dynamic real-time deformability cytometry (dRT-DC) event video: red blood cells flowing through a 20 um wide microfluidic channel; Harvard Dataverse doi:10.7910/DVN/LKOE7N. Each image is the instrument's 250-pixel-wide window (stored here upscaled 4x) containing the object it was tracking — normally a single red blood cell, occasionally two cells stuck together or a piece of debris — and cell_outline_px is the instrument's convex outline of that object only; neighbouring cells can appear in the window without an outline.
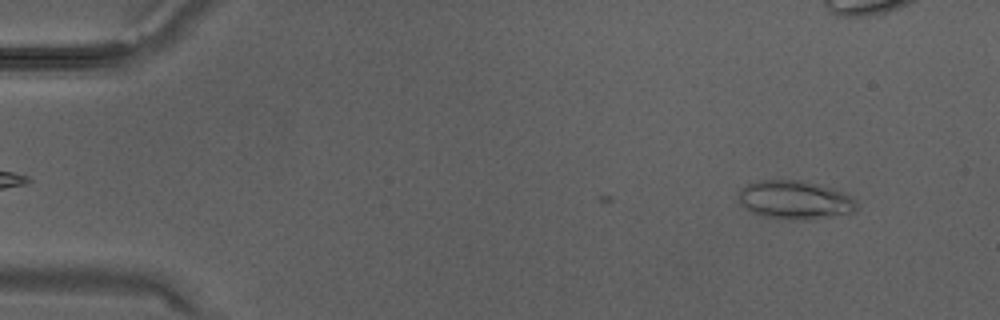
{"species": "Egyptian fruit bat (a non-hibernating species)", "species_latin": "Rousettus aegyptiacus", "temperature_condition": "warm", "stored_images_in_passage": 6, "camera_frame_rate_fps": 3000, "um_per_image_px": 0.085, "animal": {"sex": "male"}, "frame": {"image": 1, "passage_image": 2, "time_ms": 0.333, "image_size_px": [1000, 320], "cell_outline_px": [[860, 204], [856, 212], [808, 220], [788, 220], [760, 216], [752, 212], [740, 204], [736, 196], [748, 184], [760, 180], [800, 180], [832, 188], [844, 192], [852, 196]], "centroid_in_image_um": [67.61, 17.01], "position_along_channel_um": 17.4, "area_um2": 26.93}}